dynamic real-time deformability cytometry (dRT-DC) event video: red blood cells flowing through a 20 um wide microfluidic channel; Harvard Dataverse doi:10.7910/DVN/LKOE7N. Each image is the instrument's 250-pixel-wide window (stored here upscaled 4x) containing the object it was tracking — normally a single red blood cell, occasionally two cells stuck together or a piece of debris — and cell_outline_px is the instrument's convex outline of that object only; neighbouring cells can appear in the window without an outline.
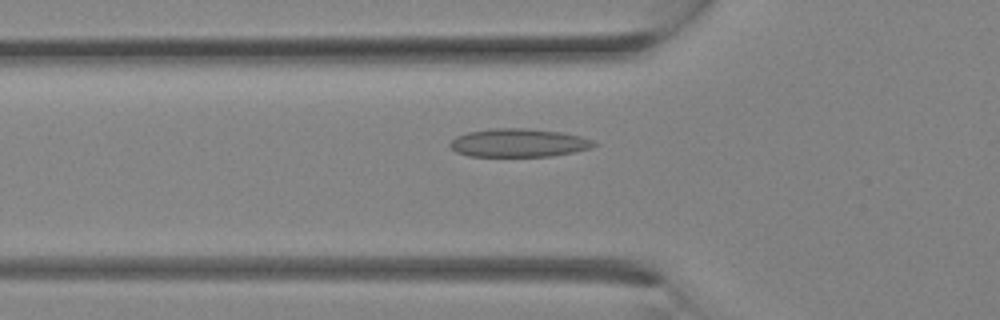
{"species": "Egyptian fruit bat (a non-hibernating species)", "species_latin": "Rousettus aegyptiacus", "temperature_condition": "room temperature", "stored_images_in_passage": 16, "camera_frame_rate_fps": 3000, "um_per_image_px": 0.085, "animal": {"sex": "female"}, "frame": {"image": 1, "passage_image": 10, "time_ms": 3.0, "image_size_px": [1000, 320], "cell_outline_px": [[600, 144], [592, 148], [572, 152], [548, 156], [468, 156], [456, 152], [448, 144], [456, 136], [468, 132], [492, 128], [524, 128], [560, 132], [580, 136], [592, 140]], "centroid_in_image_um": [44.08, 12.14], "position_along_channel_um": 81.7, "area_um2": 23.7}}
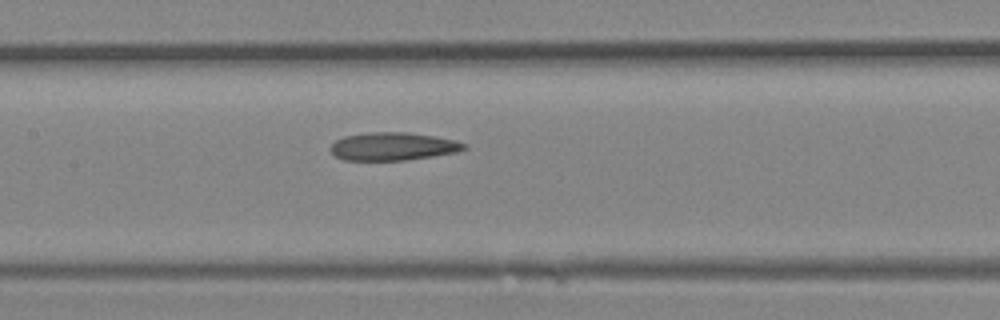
{"frame": {"image": 2, "passage_image": 14, "time_ms": 4.333, "image_size_px": [1000, 320], "cell_outline_px": [[468, 148], [456, 152], [432, 156], [404, 160], [344, 160], [336, 156], [332, 152], [332, 144], [336, 140], [344, 136], [372, 132], [408, 132], [456, 140], [468, 144]], "centroid_in_image_um": [33.44, 12.44], "position_along_channel_um": 174.0, "area_um2": 21.62}}
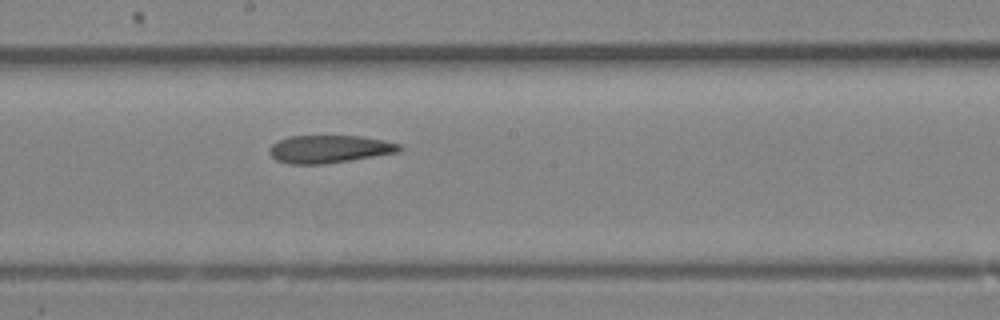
{"frame": {"image": 3, "passage_image": 16, "time_ms": 5.0, "image_size_px": [1000, 320], "cell_outline_px": [[404, 148], [400, 152], [324, 164], [288, 164], [276, 160], [268, 152], [268, 148], [272, 144], [288, 136], [360, 136], [384, 140], [400, 144]], "centroid_in_image_um": [27.99, 12.67], "position_along_channel_um": 220.2, "area_um2": 21.1}}